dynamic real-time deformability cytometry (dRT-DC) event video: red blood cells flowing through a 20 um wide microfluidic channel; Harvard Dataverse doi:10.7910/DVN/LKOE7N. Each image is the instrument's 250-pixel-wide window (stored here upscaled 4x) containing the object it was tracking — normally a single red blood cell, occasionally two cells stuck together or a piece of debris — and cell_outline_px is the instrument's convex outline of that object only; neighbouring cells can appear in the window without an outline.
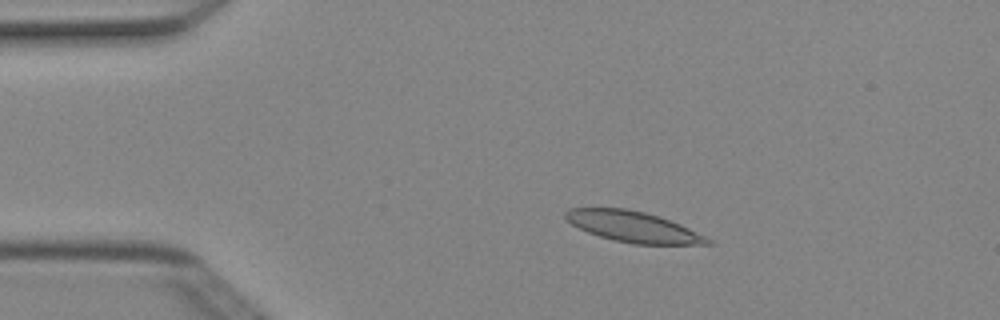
{"species": "Egyptian fruit bat (a non-hibernating species)", "species_latin": "Rousettus aegyptiacus", "temperature_condition": "cold", "stored_images_in_passage": 4, "camera_frame_rate_fps": 3000, "um_per_image_px": 0.085, "animal": {"sex": "female"}, "frame": {"image": 1, "passage_image": 2, "time_ms": 0.333, "image_size_px": [1000, 320], "cell_outline_px": [[716, 244], [632, 244], [612, 240], [588, 232], [572, 224], [564, 216], [564, 212], [568, 208], [624, 208], [644, 212], [680, 224], [712, 240]], "centroid_in_image_um": [53.8, 19.28], "position_along_channel_um": 31.2, "area_um2": 25.14}}
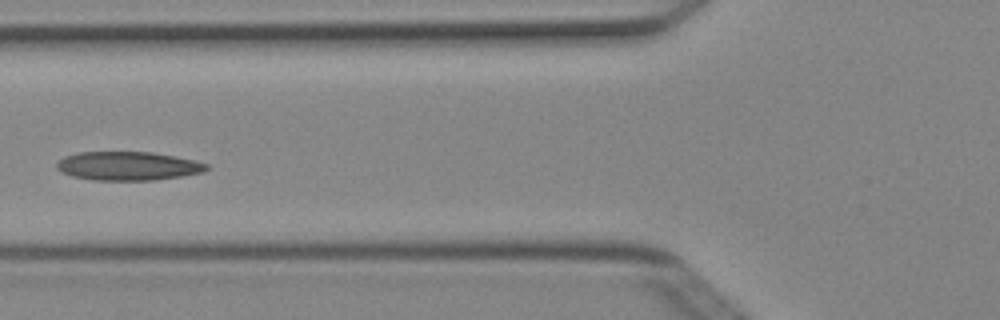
{"frame": {"image": 2, "passage_image": 4, "time_ms": 1.0, "image_size_px": [1000, 320], "cell_outline_px": [[208, 168], [204, 172], [156, 180], [92, 180], [72, 176], [60, 172], [56, 168], [56, 164], [64, 156], [76, 152], [152, 152], [196, 160], [208, 164]], "centroid_in_image_um": [10.86, 14.11], "position_along_channel_um": 114.9, "area_um2": 25.2}}